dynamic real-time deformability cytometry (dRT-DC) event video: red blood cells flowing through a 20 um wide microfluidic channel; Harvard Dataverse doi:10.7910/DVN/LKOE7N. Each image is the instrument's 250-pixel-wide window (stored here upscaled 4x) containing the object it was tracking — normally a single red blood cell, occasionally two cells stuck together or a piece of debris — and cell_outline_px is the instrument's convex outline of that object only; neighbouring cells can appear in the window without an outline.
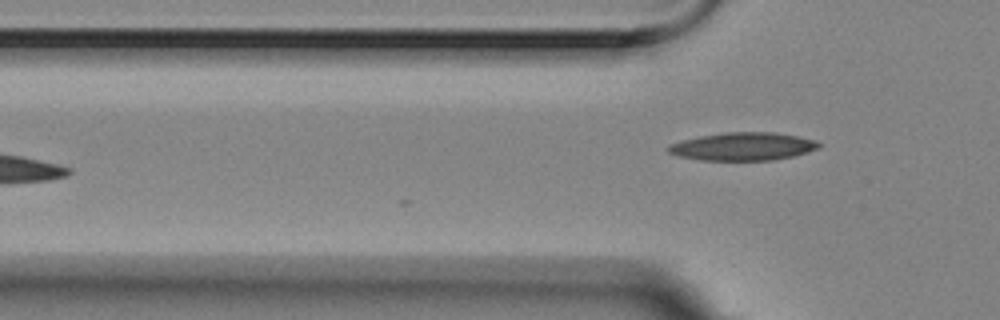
{"species": "Egyptian fruit bat (a non-hibernating species)", "species_latin": "Rousettus aegyptiacus", "temperature_condition": "room temperature", "stored_images_in_passage": 7, "camera_frame_rate_fps": 3000, "um_per_image_px": 0.085, "animal": {"sex": "female"}, "frame": {"image": 1, "passage_image": 6, "time_ms": 1.667, "image_size_px": [1000, 320], "cell_outline_px": [[820, 148], [808, 152], [792, 156], [772, 160], [700, 160], [676, 156], [668, 152], [664, 148], [668, 144], [700, 136], [724, 132], [772, 132], [796, 136], [816, 140], [820, 144]], "centroid_in_image_um": [63.11, 12.45], "position_along_channel_um": 62.7, "area_um2": 24.62}}
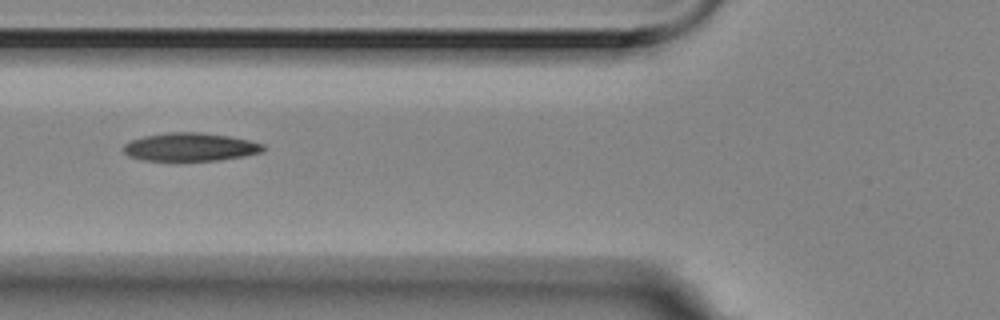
{"frame": {"image": 2, "passage_image": 7, "time_ms": 2.0, "image_size_px": [1000, 320], "cell_outline_px": [[264, 148], [260, 152], [244, 156], [220, 160], [144, 160], [128, 156], [124, 152], [124, 144], [132, 140], [144, 136], [168, 132], [200, 132], [228, 136], [248, 140], [264, 144]], "centroid_in_image_um": [16.16, 12.49], "position_along_channel_um": 109.6, "area_um2": 22.72}}